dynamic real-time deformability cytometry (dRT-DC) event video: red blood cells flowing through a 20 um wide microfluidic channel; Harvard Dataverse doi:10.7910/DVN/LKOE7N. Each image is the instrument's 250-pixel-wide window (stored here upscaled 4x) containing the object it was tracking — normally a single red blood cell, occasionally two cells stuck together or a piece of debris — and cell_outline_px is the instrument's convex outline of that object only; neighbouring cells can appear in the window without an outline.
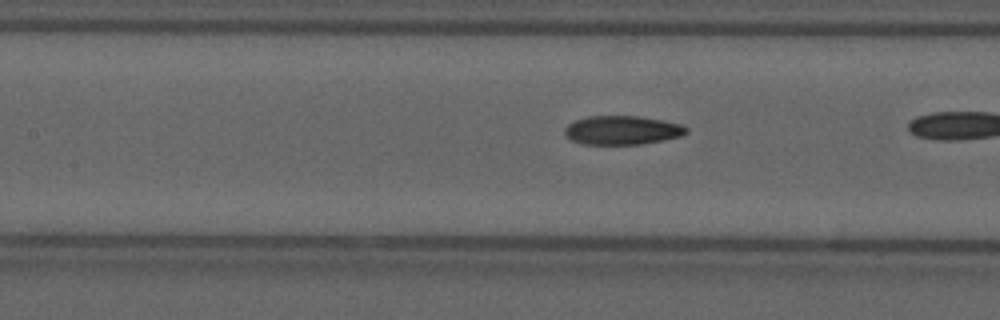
{"species": "common noctule bat (a hibernating species)", "species_latin": "Nyctalus noctula", "temperature_condition": "cold", "stored_images_in_passage": 14, "camera_frame_rate_fps": 3000, "um_per_image_px": 0.085, "animal": {"sex": "male", "forearm_length_mm": 52.5}, "frame": {"image": 1, "passage_image": 12, "time_ms": 3.667, "image_size_px": [1000, 320], "cell_outline_px": [[688, 132], [680, 136], [664, 140], [640, 144], [584, 144], [572, 140], [564, 132], [564, 128], [568, 124], [576, 120], [588, 116], [636, 116], [664, 120], [680, 124], [688, 128]], "centroid_in_image_um": [52.9, 11.06], "position_along_channel_um": 154.5, "area_um2": 20.35}}